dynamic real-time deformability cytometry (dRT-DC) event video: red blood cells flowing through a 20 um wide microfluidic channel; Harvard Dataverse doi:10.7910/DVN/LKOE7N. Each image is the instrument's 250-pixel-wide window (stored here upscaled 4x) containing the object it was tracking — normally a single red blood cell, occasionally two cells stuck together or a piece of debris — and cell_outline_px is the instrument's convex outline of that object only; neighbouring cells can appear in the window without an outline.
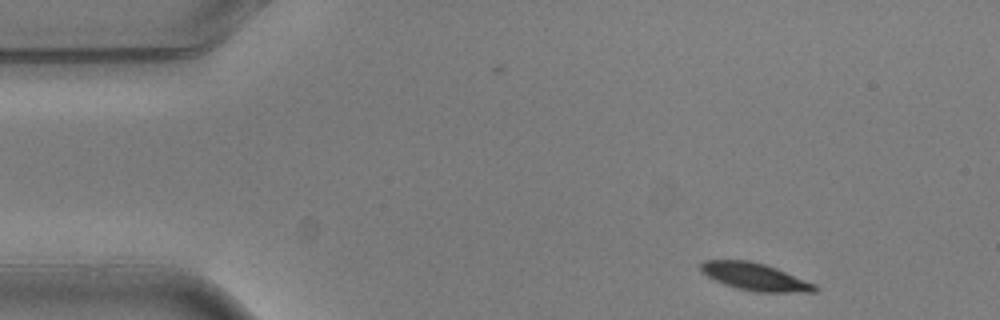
{"species": "common noctule bat (a hibernating species)", "species_latin": "Nyctalus noctula", "temperature_condition": "warm", "stored_images_in_passage": 4, "camera_frame_rate_fps": 3000, "um_per_image_px": 0.085, "animal": {"sex": "male", "body_mass_g": 20.5, "forearm_length_mm": 52.5}, "frame": {"image": 1, "passage_image": 1, "time_ms": 0.0, "image_size_px": [1000, 320], "cell_outline_px": [[820, 288], [816, 292], [756, 292], [736, 288], [724, 284], [700, 272], [700, 264], [704, 260], [748, 260], [764, 264], [776, 268], [816, 284]], "centroid_in_image_um": [64.19, 23.53], "position_along_channel_um": 20.8, "area_um2": 18.26}}
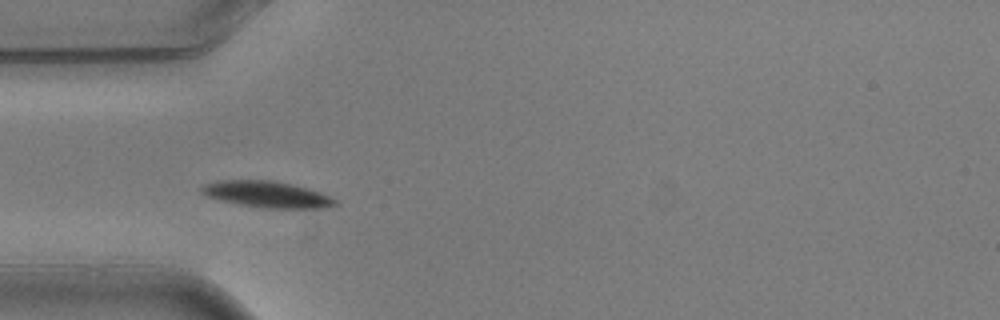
{"frame": {"image": 2, "passage_image": 3, "time_ms": 0.667, "image_size_px": [1000, 320], "cell_outline_px": [[336, 204], [324, 208], [264, 208], [240, 204], [204, 196], [200, 192], [200, 188], [204, 184], [216, 180], [272, 180], [292, 184], [308, 188], [332, 196], [336, 200]], "centroid_in_image_um": [22.67, 16.51], "position_along_channel_um": 62.3, "area_um2": 20.58}}